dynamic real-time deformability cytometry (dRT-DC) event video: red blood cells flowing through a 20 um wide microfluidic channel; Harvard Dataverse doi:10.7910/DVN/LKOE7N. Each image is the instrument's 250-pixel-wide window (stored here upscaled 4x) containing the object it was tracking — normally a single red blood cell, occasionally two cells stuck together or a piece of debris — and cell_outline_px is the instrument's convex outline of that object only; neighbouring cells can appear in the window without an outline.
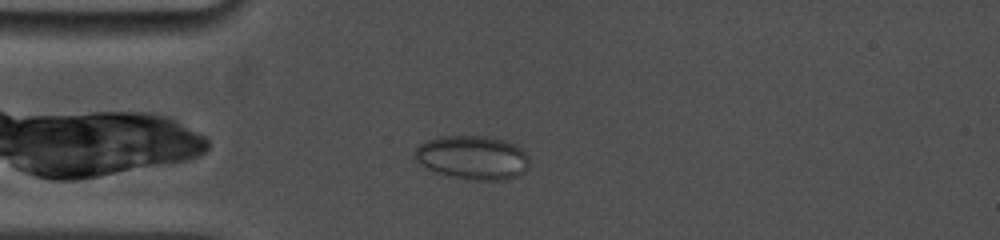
{"species": "common noctule bat (a hibernating species)", "species_latin": "Nyctalus noctula", "temperature_condition": "cold", "stored_images_in_passage": 65, "camera_frame_rate_fps": 5000, "um_per_image_px": 0.085, "animal": {"sex": "female", "body_mass_g": 19.0, "forearm_length_mm": 53.3}, "frame": {"image": 1, "passage_image": 8, "time_ms": 1.0, "image_size_px": [1000, 240], "cell_outline_px": [[528, 168], [524, 172], [516, 176], [500, 180], [472, 180], [452, 176], [436, 172], [424, 168], [416, 164], [412, 156], [412, 152], [420, 144], [428, 140], [440, 136], [484, 136], [504, 140], [520, 148], [528, 156]], "centroid_in_image_um": [40.09, 13.39], "position_along_channel_um": 44.9, "area_um2": 29.42}}
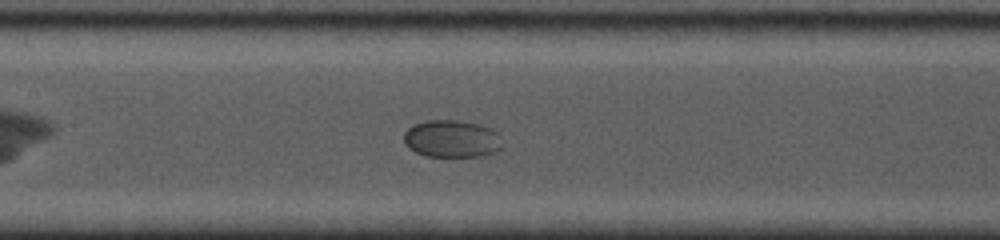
{"frame": {"image": 2, "passage_image": 31, "time_ms": 4.8, "image_size_px": [1000, 240], "cell_outline_px": [[500, 148], [496, 152], [480, 156], [424, 156], [408, 148], [404, 144], [404, 132], [412, 124], [424, 120], [456, 120], [480, 124], [492, 128], [500, 136]], "centroid_in_image_um": [38.36, 11.78], "position_along_channel_um": 169.0, "area_um2": 21.62}}
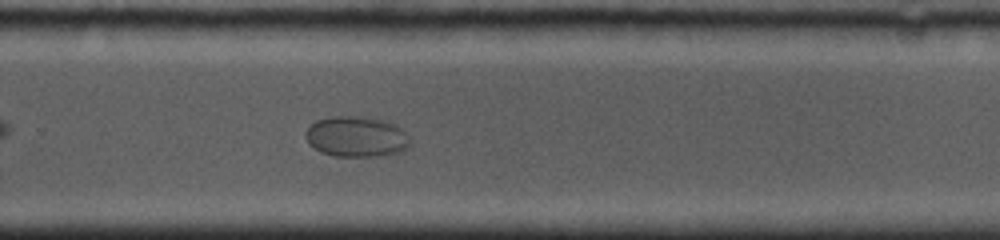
{"frame": {"image": 3, "passage_image": 46, "time_ms": 8.4, "image_size_px": [1000, 240], "cell_outline_px": [[408, 148], [400, 152], [384, 156], [332, 156], [320, 152], [304, 136], [304, 132], [316, 120], [332, 116], [360, 116], [388, 120], [396, 124], [404, 132], [408, 140]], "centroid_in_image_um": [30.3, 11.61], "position_along_channel_um": 299.5, "area_um2": 24.8}}